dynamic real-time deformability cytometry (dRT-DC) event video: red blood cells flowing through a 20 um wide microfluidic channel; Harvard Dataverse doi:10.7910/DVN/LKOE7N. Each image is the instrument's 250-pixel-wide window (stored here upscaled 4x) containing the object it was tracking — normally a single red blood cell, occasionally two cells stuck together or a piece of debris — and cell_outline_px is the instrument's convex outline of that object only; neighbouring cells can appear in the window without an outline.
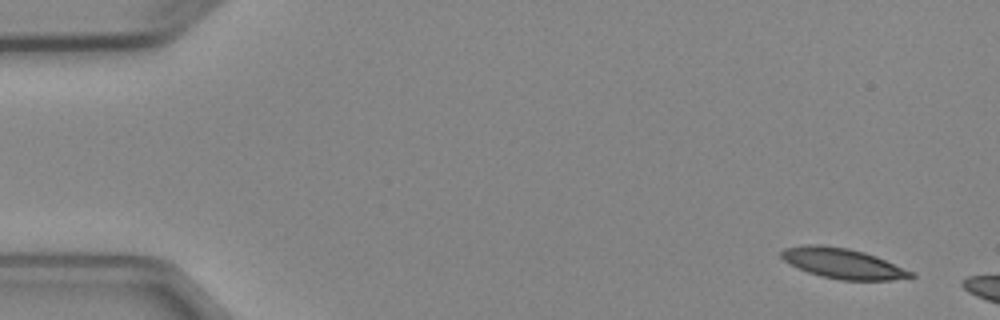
{"species": "Egyptian fruit bat (a non-hibernating species)", "species_latin": "Rousettus aegyptiacus", "temperature_condition": "cold", "stored_images_in_passage": 5, "camera_frame_rate_fps": 3000, "um_per_image_px": 0.085, "animal": {"sex": "female"}, "frame": {"image": 1, "passage_image": 1, "time_ms": 0.0, "image_size_px": [1000, 320], "cell_outline_px": [[916, 276], [892, 280], [840, 280], [820, 276], [808, 272], [784, 260], [780, 256], [780, 252], [784, 248], [804, 244], [824, 244], [848, 248], [864, 252], [876, 256], [916, 272]], "centroid_in_image_um": [71.67, 22.38], "position_along_channel_um": 13.3, "area_um2": 23.0}}